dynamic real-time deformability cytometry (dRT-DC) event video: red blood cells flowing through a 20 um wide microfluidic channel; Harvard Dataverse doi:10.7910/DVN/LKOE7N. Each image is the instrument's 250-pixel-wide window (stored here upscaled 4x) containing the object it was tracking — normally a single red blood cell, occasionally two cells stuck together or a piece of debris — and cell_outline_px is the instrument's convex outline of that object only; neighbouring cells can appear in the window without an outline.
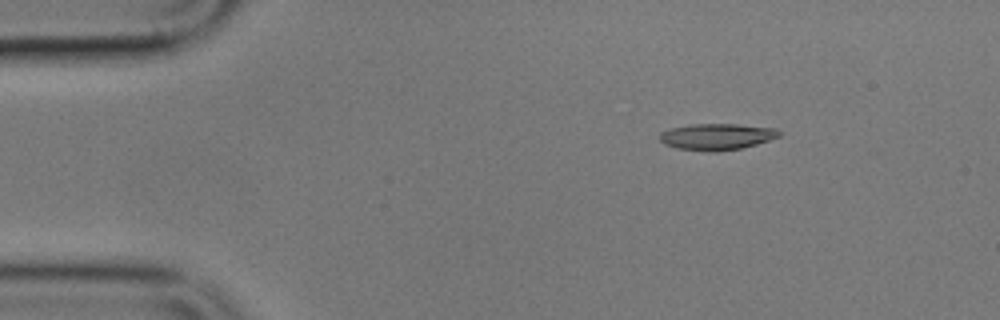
{"species": "common noctule bat (a hibernating species)", "species_latin": "Nyctalus noctula", "temperature_condition": "cold", "stored_images_in_passage": 5, "camera_frame_rate_fps": 3000, "um_per_image_px": 0.085, "animal": {"sex": "male", "body_mass_g": 17.9}, "frame": {"image": 1, "passage_image": 3, "time_ms": 2.333, "image_size_px": [1000, 320], "cell_outline_px": [[784, 132], [780, 136], [756, 144], [740, 148], [716, 152], [708, 152], [676, 148], [664, 144], [660, 140], [660, 132], [668, 128], [688, 124], [736, 124], [776, 128]], "centroid_in_image_um": [60.91, 11.61], "position_along_channel_um": 24.1, "area_um2": 18.61}}